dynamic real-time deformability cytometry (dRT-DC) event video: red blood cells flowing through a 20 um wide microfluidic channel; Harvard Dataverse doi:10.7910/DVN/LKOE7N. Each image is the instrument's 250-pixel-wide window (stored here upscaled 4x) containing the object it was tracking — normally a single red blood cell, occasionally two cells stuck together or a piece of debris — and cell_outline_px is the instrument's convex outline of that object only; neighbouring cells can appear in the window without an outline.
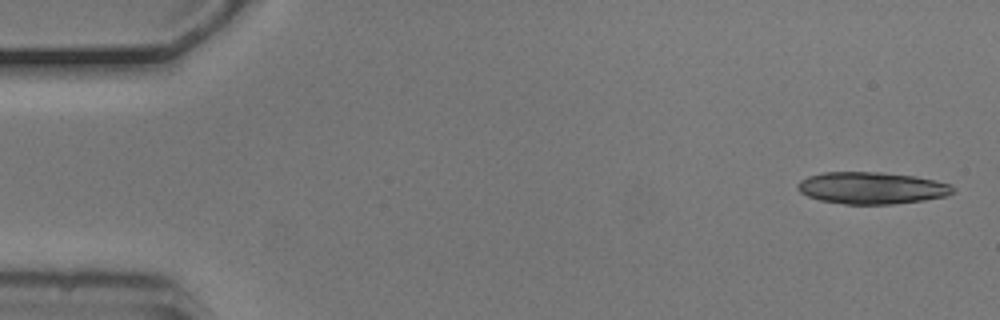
{"species": "common noctule bat (a hibernating species)", "species_latin": "Nyctalus noctula", "temperature_condition": "cold", "stored_images_in_passage": 6, "camera_frame_rate_fps": 3000, "um_per_image_px": 0.085, "animal": {"sex": "male", "body_mass_g": 20.5, "forearm_length_mm": 52.5}, "frame": {"image": 1, "passage_image": 1, "time_ms": 0.0, "image_size_px": [1000, 320], "cell_outline_px": [[956, 192], [948, 196], [924, 200], [892, 204], [844, 204], [820, 200], [808, 196], [800, 192], [796, 188], [796, 184], [800, 180], [808, 176], [824, 172], [880, 172], [916, 176], [936, 180], [952, 184], [956, 188]], "centroid_in_image_um": [74.14, 15.97], "position_along_channel_um": 10.9, "area_um2": 29.25}}